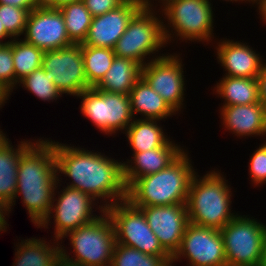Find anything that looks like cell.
<instances>
[{
  "mask_svg": "<svg viewBox=\"0 0 266 266\" xmlns=\"http://www.w3.org/2000/svg\"><path fill=\"white\" fill-rule=\"evenodd\" d=\"M74 147L54 141L57 174H64L72 181L66 187L88 194L97 203L99 199L103 201L97 208L100 213L125 200L127 187L123 178V163L101 152Z\"/></svg>",
  "mask_w": 266,
  "mask_h": 266,
  "instance_id": "6da1fadb",
  "label": "cell"
},
{
  "mask_svg": "<svg viewBox=\"0 0 266 266\" xmlns=\"http://www.w3.org/2000/svg\"><path fill=\"white\" fill-rule=\"evenodd\" d=\"M59 176L62 175L57 174L56 170L54 141L39 138L21 155L16 196L9 211L15 205L16 198L22 196L30 220L39 227L50 215L55 189L62 186Z\"/></svg>",
  "mask_w": 266,
  "mask_h": 266,
  "instance_id": "7a4b0ae2",
  "label": "cell"
},
{
  "mask_svg": "<svg viewBox=\"0 0 266 266\" xmlns=\"http://www.w3.org/2000/svg\"><path fill=\"white\" fill-rule=\"evenodd\" d=\"M184 151L167 168L142 176L127 187V200L135 207L186 204L190 183L196 173Z\"/></svg>",
  "mask_w": 266,
  "mask_h": 266,
  "instance_id": "3957f363",
  "label": "cell"
},
{
  "mask_svg": "<svg viewBox=\"0 0 266 266\" xmlns=\"http://www.w3.org/2000/svg\"><path fill=\"white\" fill-rule=\"evenodd\" d=\"M231 190L219 170L209 171L202 177L195 173L186 202L189 222L221 230L238 215L231 211Z\"/></svg>",
  "mask_w": 266,
  "mask_h": 266,
  "instance_id": "277c9868",
  "label": "cell"
},
{
  "mask_svg": "<svg viewBox=\"0 0 266 266\" xmlns=\"http://www.w3.org/2000/svg\"><path fill=\"white\" fill-rule=\"evenodd\" d=\"M95 220L66 234L69 237L74 256L61 246V257L81 266H111L116 244L113 223L105 210ZM75 257V258H73Z\"/></svg>",
  "mask_w": 266,
  "mask_h": 266,
  "instance_id": "5b68a950",
  "label": "cell"
},
{
  "mask_svg": "<svg viewBox=\"0 0 266 266\" xmlns=\"http://www.w3.org/2000/svg\"><path fill=\"white\" fill-rule=\"evenodd\" d=\"M210 1L173 0L164 6L160 13L162 12L164 21L167 19V24L163 23L166 43L170 44L169 42L174 41L173 37L176 39V36L186 42L187 40L202 43L212 41L214 15Z\"/></svg>",
  "mask_w": 266,
  "mask_h": 266,
  "instance_id": "8992f818",
  "label": "cell"
},
{
  "mask_svg": "<svg viewBox=\"0 0 266 266\" xmlns=\"http://www.w3.org/2000/svg\"><path fill=\"white\" fill-rule=\"evenodd\" d=\"M157 9L142 7L130 20L126 31L118 39L113 51L116 56L129 58L138 62L142 67L152 60L160 58L156 52L166 47L163 23L158 18ZM157 15V16H156ZM163 21V22H162ZM162 47V48H161ZM157 56L155 57V55ZM148 60L146 61V59Z\"/></svg>",
  "mask_w": 266,
  "mask_h": 266,
  "instance_id": "52a82bcc",
  "label": "cell"
},
{
  "mask_svg": "<svg viewBox=\"0 0 266 266\" xmlns=\"http://www.w3.org/2000/svg\"><path fill=\"white\" fill-rule=\"evenodd\" d=\"M105 212L113 223L117 244L132 247L147 255L172 258L148 226L142 210L127 199L106 208Z\"/></svg>",
  "mask_w": 266,
  "mask_h": 266,
  "instance_id": "ba28073f",
  "label": "cell"
},
{
  "mask_svg": "<svg viewBox=\"0 0 266 266\" xmlns=\"http://www.w3.org/2000/svg\"><path fill=\"white\" fill-rule=\"evenodd\" d=\"M238 214L221 230L227 266H261L266 224Z\"/></svg>",
  "mask_w": 266,
  "mask_h": 266,
  "instance_id": "9c48e42d",
  "label": "cell"
},
{
  "mask_svg": "<svg viewBox=\"0 0 266 266\" xmlns=\"http://www.w3.org/2000/svg\"><path fill=\"white\" fill-rule=\"evenodd\" d=\"M77 97L82 99L80 111L86 119L106 135L124 134L133 122L130 97L125 94L100 91L94 87L85 89Z\"/></svg>",
  "mask_w": 266,
  "mask_h": 266,
  "instance_id": "30bf717a",
  "label": "cell"
},
{
  "mask_svg": "<svg viewBox=\"0 0 266 266\" xmlns=\"http://www.w3.org/2000/svg\"><path fill=\"white\" fill-rule=\"evenodd\" d=\"M63 190V191H62ZM54 192L53 203L50 215L47 219L37 228H47L54 218V235L53 240H60L69 232L85 225L99 215H95L93 209L98 206L96 201L88 194L74 188L63 187L61 191ZM58 192V199L56 193ZM61 193V194H60ZM56 203L54 204V202ZM95 205V206H94ZM54 213V214H53ZM52 214V215H51Z\"/></svg>",
  "mask_w": 266,
  "mask_h": 266,
  "instance_id": "8fae6325",
  "label": "cell"
},
{
  "mask_svg": "<svg viewBox=\"0 0 266 266\" xmlns=\"http://www.w3.org/2000/svg\"><path fill=\"white\" fill-rule=\"evenodd\" d=\"M182 257L188 260L189 266H227L220 230L189 222L171 266L178 260L180 262Z\"/></svg>",
  "mask_w": 266,
  "mask_h": 266,
  "instance_id": "7c38bea8",
  "label": "cell"
},
{
  "mask_svg": "<svg viewBox=\"0 0 266 266\" xmlns=\"http://www.w3.org/2000/svg\"><path fill=\"white\" fill-rule=\"evenodd\" d=\"M168 54L150 59L151 61L141 68V77L176 113H179L183 109L185 98L184 64L182 65L179 56L181 54Z\"/></svg>",
  "mask_w": 266,
  "mask_h": 266,
  "instance_id": "4fadbf2b",
  "label": "cell"
},
{
  "mask_svg": "<svg viewBox=\"0 0 266 266\" xmlns=\"http://www.w3.org/2000/svg\"><path fill=\"white\" fill-rule=\"evenodd\" d=\"M42 68L53 77L54 84L62 94L77 97L85 89L92 88L85 76L81 44L44 51Z\"/></svg>",
  "mask_w": 266,
  "mask_h": 266,
  "instance_id": "5bb4252c",
  "label": "cell"
},
{
  "mask_svg": "<svg viewBox=\"0 0 266 266\" xmlns=\"http://www.w3.org/2000/svg\"><path fill=\"white\" fill-rule=\"evenodd\" d=\"M24 41L43 51L73 45L68 37L64 18L59 8L38 6L30 11Z\"/></svg>",
  "mask_w": 266,
  "mask_h": 266,
  "instance_id": "9a60e30c",
  "label": "cell"
},
{
  "mask_svg": "<svg viewBox=\"0 0 266 266\" xmlns=\"http://www.w3.org/2000/svg\"><path fill=\"white\" fill-rule=\"evenodd\" d=\"M140 209L162 247L173 257L180 248L189 223L186 204L147 206Z\"/></svg>",
  "mask_w": 266,
  "mask_h": 266,
  "instance_id": "2e32d148",
  "label": "cell"
},
{
  "mask_svg": "<svg viewBox=\"0 0 266 266\" xmlns=\"http://www.w3.org/2000/svg\"><path fill=\"white\" fill-rule=\"evenodd\" d=\"M143 6L142 0H126L116 9L93 17L82 44L113 49L118 39L126 31L132 17Z\"/></svg>",
  "mask_w": 266,
  "mask_h": 266,
  "instance_id": "e0dca14e",
  "label": "cell"
},
{
  "mask_svg": "<svg viewBox=\"0 0 266 266\" xmlns=\"http://www.w3.org/2000/svg\"><path fill=\"white\" fill-rule=\"evenodd\" d=\"M217 61L225 69L224 76L257 78L266 60L250 45L225 38L217 43Z\"/></svg>",
  "mask_w": 266,
  "mask_h": 266,
  "instance_id": "ac0fdd59",
  "label": "cell"
},
{
  "mask_svg": "<svg viewBox=\"0 0 266 266\" xmlns=\"http://www.w3.org/2000/svg\"><path fill=\"white\" fill-rule=\"evenodd\" d=\"M184 151L180 145L171 140L168 145H163L160 148L133 153L132 159L123 162V178L126 187L142 176L167 168Z\"/></svg>",
  "mask_w": 266,
  "mask_h": 266,
  "instance_id": "d6986e66",
  "label": "cell"
},
{
  "mask_svg": "<svg viewBox=\"0 0 266 266\" xmlns=\"http://www.w3.org/2000/svg\"><path fill=\"white\" fill-rule=\"evenodd\" d=\"M224 129L238 137L266 136V108L262 103L220 107Z\"/></svg>",
  "mask_w": 266,
  "mask_h": 266,
  "instance_id": "ffe728a7",
  "label": "cell"
},
{
  "mask_svg": "<svg viewBox=\"0 0 266 266\" xmlns=\"http://www.w3.org/2000/svg\"><path fill=\"white\" fill-rule=\"evenodd\" d=\"M33 143L30 140L20 141L14 148L6 134L0 139V200L8 206L16 196L19 160Z\"/></svg>",
  "mask_w": 266,
  "mask_h": 266,
  "instance_id": "44dd1931",
  "label": "cell"
},
{
  "mask_svg": "<svg viewBox=\"0 0 266 266\" xmlns=\"http://www.w3.org/2000/svg\"><path fill=\"white\" fill-rule=\"evenodd\" d=\"M129 97L134 119L137 113L143 116L139 119L159 121L177 114L142 77L134 84Z\"/></svg>",
  "mask_w": 266,
  "mask_h": 266,
  "instance_id": "7402d4cb",
  "label": "cell"
},
{
  "mask_svg": "<svg viewBox=\"0 0 266 266\" xmlns=\"http://www.w3.org/2000/svg\"><path fill=\"white\" fill-rule=\"evenodd\" d=\"M141 68L142 66L132 59L115 56L110 69L94 88L129 95L134 84L141 78Z\"/></svg>",
  "mask_w": 266,
  "mask_h": 266,
  "instance_id": "603a6c76",
  "label": "cell"
},
{
  "mask_svg": "<svg viewBox=\"0 0 266 266\" xmlns=\"http://www.w3.org/2000/svg\"><path fill=\"white\" fill-rule=\"evenodd\" d=\"M54 241L51 245L43 238L21 240L20 244L15 245L13 266H55L61 257V245L58 240Z\"/></svg>",
  "mask_w": 266,
  "mask_h": 266,
  "instance_id": "cb8c5ba5",
  "label": "cell"
},
{
  "mask_svg": "<svg viewBox=\"0 0 266 266\" xmlns=\"http://www.w3.org/2000/svg\"><path fill=\"white\" fill-rule=\"evenodd\" d=\"M158 122L159 120L135 118L127 127L124 133L133 153L160 148L171 142L170 137L165 135L162 125L159 126Z\"/></svg>",
  "mask_w": 266,
  "mask_h": 266,
  "instance_id": "d4e9b609",
  "label": "cell"
},
{
  "mask_svg": "<svg viewBox=\"0 0 266 266\" xmlns=\"http://www.w3.org/2000/svg\"><path fill=\"white\" fill-rule=\"evenodd\" d=\"M214 88L217 96L224 99L222 106L261 103L257 78L224 76Z\"/></svg>",
  "mask_w": 266,
  "mask_h": 266,
  "instance_id": "484cf974",
  "label": "cell"
},
{
  "mask_svg": "<svg viewBox=\"0 0 266 266\" xmlns=\"http://www.w3.org/2000/svg\"><path fill=\"white\" fill-rule=\"evenodd\" d=\"M64 18L68 37L73 44H82L92 22V15L82 0L59 7Z\"/></svg>",
  "mask_w": 266,
  "mask_h": 266,
  "instance_id": "4316f807",
  "label": "cell"
},
{
  "mask_svg": "<svg viewBox=\"0 0 266 266\" xmlns=\"http://www.w3.org/2000/svg\"><path fill=\"white\" fill-rule=\"evenodd\" d=\"M84 71L88 84L95 87L110 69L115 53L113 49L81 44Z\"/></svg>",
  "mask_w": 266,
  "mask_h": 266,
  "instance_id": "83f0119b",
  "label": "cell"
},
{
  "mask_svg": "<svg viewBox=\"0 0 266 266\" xmlns=\"http://www.w3.org/2000/svg\"><path fill=\"white\" fill-rule=\"evenodd\" d=\"M44 51L25 42L23 39L12 40V56L15 81L19 83L25 76L42 67Z\"/></svg>",
  "mask_w": 266,
  "mask_h": 266,
  "instance_id": "f1b7e54d",
  "label": "cell"
},
{
  "mask_svg": "<svg viewBox=\"0 0 266 266\" xmlns=\"http://www.w3.org/2000/svg\"><path fill=\"white\" fill-rule=\"evenodd\" d=\"M172 258H162L142 253L121 244H115L111 266H171Z\"/></svg>",
  "mask_w": 266,
  "mask_h": 266,
  "instance_id": "f546056e",
  "label": "cell"
},
{
  "mask_svg": "<svg viewBox=\"0 0 266 266\" xmlns=\"http://www.w3.org/2000/svg\"><path fill=\"white\" fill-rule=\"evenodd\" d=\"M18 84L19 86L22 85L25 90L27 89L38 99H41V101L49 102L52 100L53 102L62 96V93L53 82V77H50L49 72L45 71L42 67L25 76Z\"/></svg>",
  "mask_w": 266,
  "mask_h": 266,
  "instance_id": "4dcf8cb0",
  "label": "cell"
},
{
  "mask_svg": "<svg viewBox=\"0 0 266 266\" xmlns=\"http://www.w3.org/2000/svg\"><path fill=\"white\" fill-rule=\"evenodd\" d=\"M29 13L27 9L0 4V22L14 39L24 34Z\"/></svg>",
  "mask_w": 266,
  "mask_h": 266,
  "instance_id": "1f68e13d",
  "label": "cell"
},
{
  "mask_svg": "<svg viewBox=\"0 0 266 266\" xmlns=\"http://www.w3.org/2000/svg\"><path fill=\"white\" fill-rule=\"evenodd\" d=\"M0 82L5 85L11 92H13L18 84L15 81L12 56V40L8 44H4L0 49Z\"/></svg>",
  "mask_w": 266,
  "mask_h": 266,
  "instance_id": "d6a6232c",
  "label": "cell"
},
{
  "mask_svg": "<svg viewBox=\"0 0 266 266\" xmlns=\"http://www.w3.org/2000/svg\"><path fill=\"white\" fill-rule=\"evenodd\" d=\"M249 177L254 186L266 183V141L259 145L249 160Z\"/></svg>",
  "mask_w": 266,
  "mask_h": 266,
  "instance_id": "836d02e7",
  "label": "cell"
},
{
  "mask_svg": "<svg viewBox=\"0 0 266 266\" xmlns=\"http://www.w3.org/2000/svg\"><path fill=\"white\" fill-rule=\"evenodd\" d=\"M92 17L100 16L119 7L126 0H82Z\"/></svg>",
  "mask_w": 266,
  "mask_h": 266,
  "instance_id": "e575fe53",
  "label": "cell"
},
{
  "mask_svg": "<svg viewBox=\"0 0 266 266\" xmlns=\"http://www.w3.org/2000/svg\"><path fill=\"white\" fill-rule=\"evenodd\" d=\"M0 4L23 8L29 11L39 6L38 0H0Z\"/></svg>",
  "mask_w": 266,
  "mask_h": 266,
  "instance_id": "d590c367",
  "label": "cell"
},
{
  "mask_svg": "<svg viewBox=\"0 0 266 266\" xmlns=\"http://www.w3.org/2000/svg\"><path fill=\"white\" fill-rule=\"evenodd\" d=\"M258 89H259V99L260 102L266 108V63H264L261 72L257 76Z\"/></svg>",
  "mask_w": 266,
  "mask_h": 266,
  "instance_id": "8d00e7d4",
  "label": "cell"
},
{
  "mask_svg": "<svg viewBox=\"0 0 266 266\" xmlns=\"http://www.w3.org/2000/svg\"><path fill=\"white\" fill-rule=\"evenodd\" d=\"M10 213L9 206L0 200V232L7 231V225L9 224L6 222V217Z\"/></svg>",
  "mask_w": 266,
  "mask_h": 266,
  "instance_id": "74e56055",
  "label": "cell"
},
{
  "mask_svg": "<svg viewBox=\"0 0 266 266\" xmlns=\"http://www.w3.org/2000/svg\"><path fill=\"white\" fill-rule=\"evenodd\" d=\"M80 0H38L39 6L49 8H59L63 4L75 2Z\"/></svg>",
  "mask_w": 266,
  "mask_h": 266,
  "instance_id": "f35d334b",
  "label": "cell"
},
{
  "mask_svg": "<svg viewBox=\"0 0 266 266\" xmlns=\"http://www.w3.org/2000/svg\"><path fill=\"white\" fill-rule=\"evenodd\" d=\"M11 91L0 82V108L9 100Z\"/></svg>",
  "mask_w": 266,
  "mask_h": 266,
  "instance_id": "ab89813d",
  "label": "cell"
},
{
  "mask_svg": "<svg viewBox=\"0 0 266 266\" xmlns=\"http://www.w3.org/2000/svg\"><path fill=\"white\" fill-rule=\"evenodd\" d=\"M256 5L258 6L260 19H263L266 25V0H257Z\"/></svg>",
  "mask_w": 266,
  "mask_h": 266,
  "instance_id": "60d3db41",
  "label": "cell"
},
{
  "mask_svg": "<svg viewBox=\"0 0 266 266\" xmlns=\"http://www.w3.org/2000/svg\"><path fill=\"white\" fill-rule=\"evenodd\" d=\"M7 38H10V40L4 42L3 40H6ZM13 39L14 38L6 31L4 25L0 22V41H2L4 44H8Z\"/></svg>",
  "mask_w": 266,
  "mask_h": 266,
  "instance_id": "b9f144b4",
  "label": "cell"
},
{
  "mask_svg": "<svg viewBox=\"0 0 266 266\" xmlns=\"http://www.w3.org/2000/svg\"><path fill=\"white\" fill-rule=\"evenodd\" d=\"M154 1V0H153ZM152 0H142V2H143V5H144V7H147V8H150V9H154V6H153V4L152 3H154ZM155 1H158V0H155ZM161 1V2H160ZM171 1H173V0H159L158 1V3H162L161 5H160V7H161V9H162V7H164V6H166L168 3H170ZM153 7V8H152Z\"/></svg>",
  "mask_w": 266,
  "mask_h": 266,
  "instance_id": "7bdbcfd3",
  "label": "cell"
},
{
  "mask_svg": "<svg viewBox=\"0 0 266 266\" xmlns=\"http://www.w3.org/2000/svg\"><path fill=\"white\" fill-rule=\"evenodd\" d=\"M55 266H81V265L69 262L64 258L60 257L59 260L56 262Z\"/></svg>",
  "mask_w": 266,
  "mask_h": 266,
  "instance_id": "ee69618b",
  "label": "cell"
},
{
  "mask_svg": "<svg viewBox=\"0 0 266 266\" xmlns=\"http://www.w3.org/2000/svg\"><path fill=\"white\" fill-rule=\"evenodd\" d=\"M261 266H266V232L263 239V257L261 261Z\"/></svg>",
  "mask_w": 266,
  "mask_h": 266,
  "instance_id": "f6af8a7d",
  "label": "cell"
},
{
  "mask_svg": "<svg viewBox=\"0 0 266 266\" xmlns=\"http://www.w3.org/2000/svg\"><path fill=\"white\" fill-rule=\"evenodd\" d=\"M224 1H230V2L233 3V2H238V1H241V2H242V1H245V0H224ZM247 1H248L249 3H252V5H254V4H256V1H257V0H246L245 2H247Z\"/></svg>",
  "mask_w": 266,
  "mask_h": 266,
  "instance_id": "bcb514c9",
  "label": "cell"
},
{
  "mask_svg": "<svg viewBox=\"0 0 266 266\" xmlns=\"http://www.w3.org/2000/svg\"><path fill=\"white\" fill-rule=\"evenodd\" d=\"M4 135H5L4 132L1 131V129H0V139H1Z\"/></svg>",
  "mask_w": 266,
  "mask_h": 266,
  "instance_id": "7dc6e473",
  "label": "cell"
},
{
  "mask_svg": "<svg viewBox=\"0 0 266 266\" xmlns=\"http://www.w3.org/2000/svg\"><path fill=\"white\" fill-rule=\"evenodd\" d=\"M3 45H4V43L2 41H0V49L2 48Z\"/></svg>",
  "mask_w": 266,
  "mask_h": 266,
  "instance_id": "c3c4849f",
  "label": "cell"
}]
</instances>
